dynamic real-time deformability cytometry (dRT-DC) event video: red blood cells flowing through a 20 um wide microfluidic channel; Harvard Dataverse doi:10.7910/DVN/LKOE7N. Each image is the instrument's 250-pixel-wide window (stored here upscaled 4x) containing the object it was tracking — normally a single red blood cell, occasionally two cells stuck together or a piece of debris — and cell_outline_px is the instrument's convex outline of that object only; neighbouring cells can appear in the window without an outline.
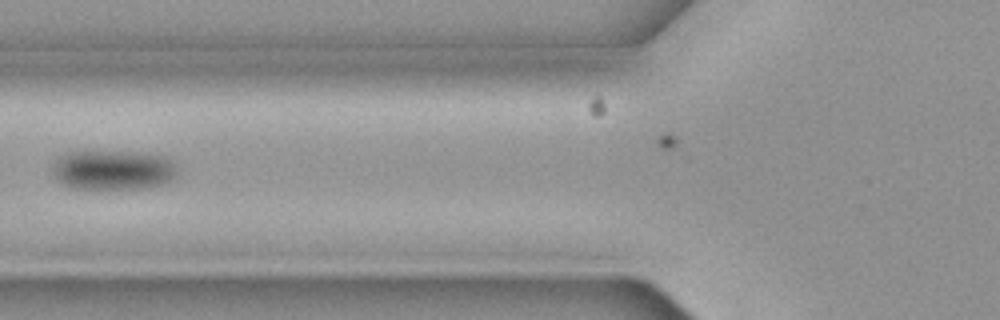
{"species": "common noctule bat (a hibernating species)", "species_latin": "Nyctalus noctula", "temperature_condition": "cold", "stored_images_in_passage": 4, "camera_frame_rate_fps": 3000, "um_per_image_px": 0.085, "animal": {"sex": "female", "body_mass_g": 19.3, "forearm_length_mm": 54.1}, "frame": {"image": 1, "passage_image": 3, "time_ms": 0.667, "image_size_px": [1000, 320], "cell_outline_px": [[176, 176], [168, 184], [148, 188], [72, 188], [60, 184], [52, 176], [52, 168], [56, 160], [60, 156], [68, 152], [128, 152], [160, 156], [168, 160], [172, 164], [176, 172]], "centroid_in_image_um": [9.55, 14.48], "position_along_channel_um": 116.2, "area_um2": 28.67}}